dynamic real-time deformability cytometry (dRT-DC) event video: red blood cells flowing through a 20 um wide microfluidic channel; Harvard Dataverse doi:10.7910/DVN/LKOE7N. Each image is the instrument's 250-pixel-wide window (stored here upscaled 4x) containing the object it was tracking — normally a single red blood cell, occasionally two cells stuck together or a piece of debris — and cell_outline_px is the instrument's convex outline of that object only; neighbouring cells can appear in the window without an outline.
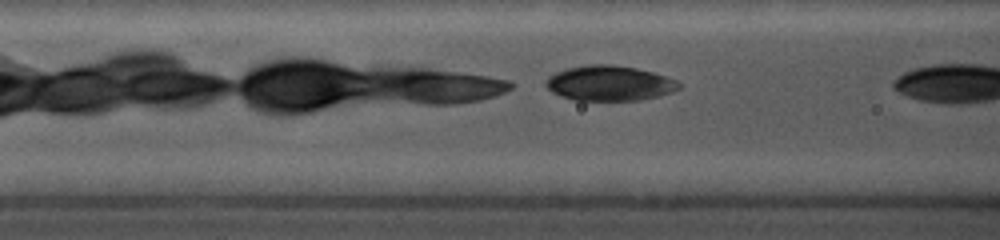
{"species": "common noctule bat (a hibernating species)", "species_latin": "Nyctalus noctula", "temperature_condition": "cold", "stored_images_in_passage": 7, "camera_frame_rate_fps": 5000, "um_per_image_px": 0.085, "animal": {"sex": "female", "body_mass_g": 19.0, "forearm_length_mm": 56.7}, "frame": {"image": 1, "passage_image": 6, "time_ms": 1.6, "image_size_px": [1000, 240], "cell_outline_px": [[680, 88], [672, 92], [640, 100], [576, 100], [560, 96], [552, 92], [544, 84], [544, 80], [548, 76], [556, 72], [568, 68], [588, 64], [612, 64], [636, 68], [652, 72], [676, 80], [680, 84]], "centroid_in_image_um": [51.76, 7.07], "position_along_channel_um": 114.8, "area_um2": 27.17}}